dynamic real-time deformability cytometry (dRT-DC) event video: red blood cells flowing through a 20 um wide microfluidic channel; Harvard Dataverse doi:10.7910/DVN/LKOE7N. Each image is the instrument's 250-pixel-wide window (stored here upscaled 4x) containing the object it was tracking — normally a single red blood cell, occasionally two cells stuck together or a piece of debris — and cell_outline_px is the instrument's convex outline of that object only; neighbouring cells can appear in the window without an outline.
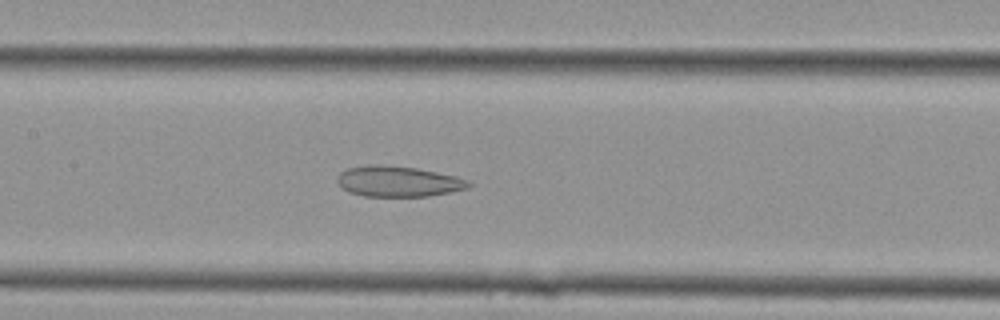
{"species": "Egyptian fruit bat (a non-hibernating species)", "species_latin": "Rousettus aegyptiacus", "temperature_condition": "cold", "stored_images_in_passage": 7, "camera_frame_rate_fps": 3000, "um_per_image_px": 0.085, "animal": {"sex": "female"}, "frame": {"image": 1, "passage_image": 5, "time_ms": 1.333, "image_size_px": [1000, 320], "cell_outline_px": [[472, 184], [468, 188], [428, 196], [364, 196], [348, 192], [336, 180], [340, 172], [348, 168], [372, 164], [380, 164], [416, 168], [456, 176], [468, 180]], "centroid_in_image_um": [33.84, 15.41], "position_along_channel_um": 173.6, "area_um2": 23.29}}
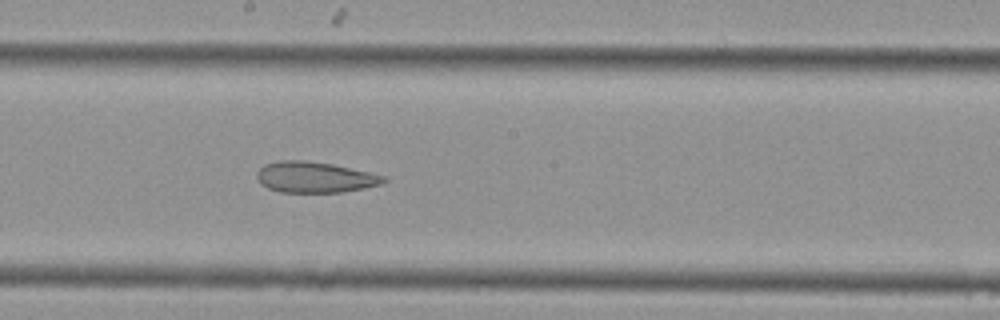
{"frame": {"image": 2, "passage_image": 7, "time_ms": 2.0, "image_size_px": [1000, 320], "cell_outline_px": [[388, 180], [380, 184], [364, 188], [344, 192], [280, 192], [268, 188], [260, 184], [256, 176], [256, 172], [264, 164], [280, 160], [304, 160], [332, 164], [388, 176]], "centroid_in_image_um": [26.76, 15.06], "position_along_channel_um": 221.4, "area_um2": 22.95}}